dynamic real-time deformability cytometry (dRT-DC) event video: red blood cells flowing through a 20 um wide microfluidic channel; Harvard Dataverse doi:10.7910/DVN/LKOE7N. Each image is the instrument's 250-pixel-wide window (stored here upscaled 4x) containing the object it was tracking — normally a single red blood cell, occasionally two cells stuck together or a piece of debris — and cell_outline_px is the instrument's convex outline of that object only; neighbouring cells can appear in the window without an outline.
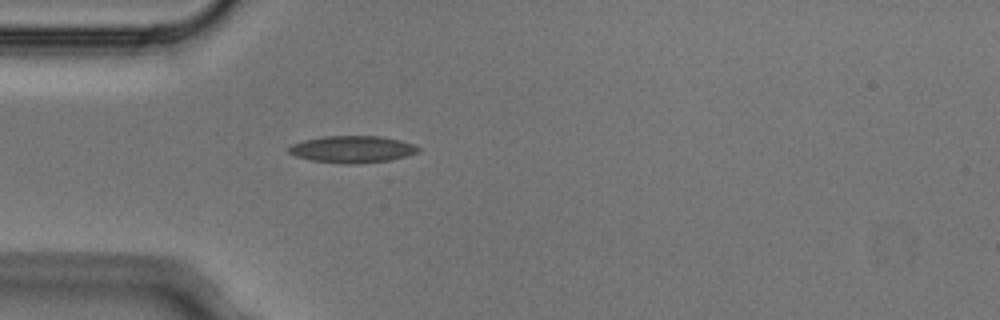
{"species": "Egyptian fruit bat (a non-hibernating species)", "species_latin": "Rousettus aegyptiacus", "temperature_condition": "cold", "stored_images_in_passage": 1, "camera_frame_rate_fps": 3000, "um_per_image_px": 0.085, "animal": {"sex": "male"}, "frame": {"image": 1, "passage_image": 1, "time_ms": 0.0, "image_size_px": [1000, 320], "cell_outline_px": [[420, 148], [416, 152], [392, 160], [356, 164], [344, 164], [312, 160], [296, 156], [288, 152], [288, 148], [292, 144], [304, 140], [324, 136], [380, 136], [400, 140], [412, 144]], "centroid_in_image_um": [29.92, 12.69], "position_along_channel_um": 55.1, "area_um2": 20.17}}